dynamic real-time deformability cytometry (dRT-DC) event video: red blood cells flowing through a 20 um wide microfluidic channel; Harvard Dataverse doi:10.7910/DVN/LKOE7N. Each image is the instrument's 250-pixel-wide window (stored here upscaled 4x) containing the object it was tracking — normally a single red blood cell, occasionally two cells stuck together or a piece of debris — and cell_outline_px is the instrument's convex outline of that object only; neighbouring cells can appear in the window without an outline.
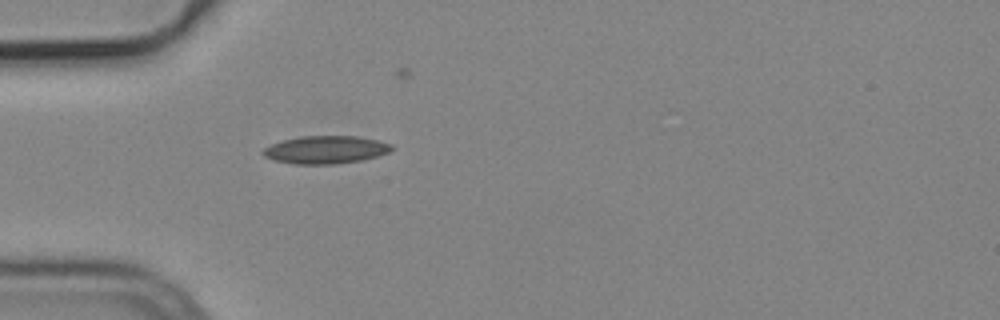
{"species": "common noctule bat (a hibernating species)", "species_latin": "Nyctalus noctula", "temperature_condition": "cold", "stored_images_in_passage": 28, "camera_frame_rate_fps": 3000, "um_per_image_px": 0.085, "animal": {"sex": "male", "body_mass_g": 19.2, "forearm_length_mm": 51.8}, "frame": {"image": 1, "passage_image": 1, "time_ms": 0.0, "image_size_px": [1000, 320], "cell_outline_px": [[392, 148], [388, 152], [376, 156], [360, 160], [332, 164], [296, 164], [276, 160], [264, 156], [260, 152], [264, 148], [272, 144], [284, 140], [300, 136], [356, 136], [376, 140], [392, 144]], "centroid_in_image_um": [27.65, 12.72], "position_along_channel_um": 57.3, "area_um2": 20.52}}
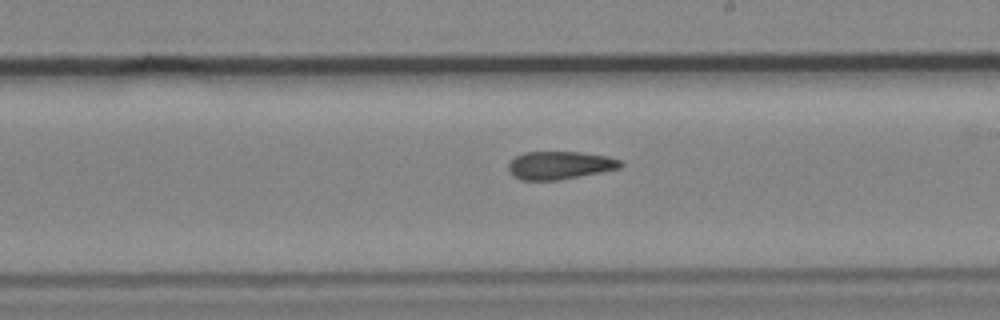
{"frame": {"image": 2, "passage_image": 16, "time_ms": 5.0, "image_size_px": [1000, 320], "cell_outline_px": [[624, 164], [620, 168], [560, 180], [520, 180], [508, 172], [508, 164], [516, 156], [524, 152], [580, 152], [608, 156], [620, 160]], "centroid_in_image_um": [47.57, 14.05], "position_along_channel_um": 241.4, "area_um2": 18.32}}
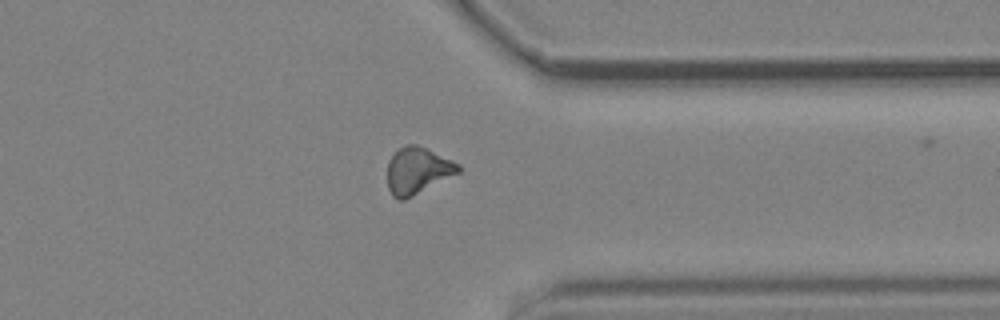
{"frame": {"image": 3, "passage_image": 27, "time_ms": 8.667, "image_size_px": [1000, 320], "cell_outline_px": [[460, 172], [404, 200], [396, 200], [392, 196], [388, 188], [388, 160], [400, 148], [408, 144], [416, 144], [452, 160], [460, 164]], "centroid_in_image_um": [35.48, 14.52], "position_along_channel_um": 375.9, "area_um2": 19.07}}